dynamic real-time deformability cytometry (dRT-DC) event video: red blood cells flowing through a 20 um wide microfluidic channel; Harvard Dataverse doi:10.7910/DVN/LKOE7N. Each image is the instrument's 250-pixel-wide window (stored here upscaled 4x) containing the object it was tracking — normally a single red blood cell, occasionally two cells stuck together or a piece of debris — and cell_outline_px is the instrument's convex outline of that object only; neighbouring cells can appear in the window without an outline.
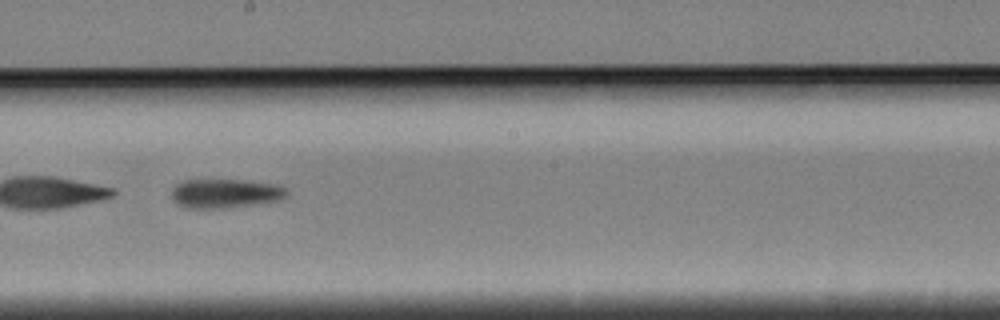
{"species": "Egyptian fruit bat (a non-hibernating species)", "species_latin": "Rousettus aegyptiacus", "temperature_condition": "cold", "stored_images_in_passage": 56, "segment_of_instrument_passage": [2, 2], "camera_frame_rate_fps": 3000, "um_per_image_px": 0.085, "animal": {"sex": "female"}, "frame": {"image": 1, "passage_image": 32, "time_ms": 10.333, "image_size_px": [1000, 320], "cell_outline_px": [[288, 192], [280, 200], [224, 208], [188, 208], [176, 204], [172, 196], [172, 188], [176, 184], [184, 180], [240, 180], [268, 184], [288, 188]], "centroid_in_image_um": [19.08, 16.44], "position_along_channel_um": 229.1, "area_um2": 19.19}}
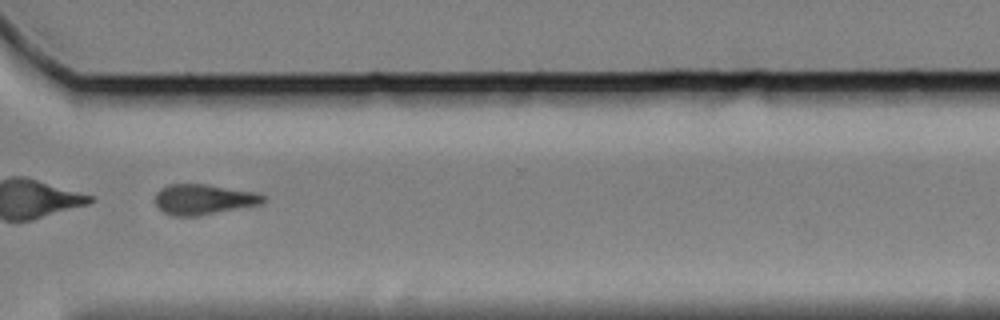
{"frame": {"image": 2, "passage_image": 43, "time_ms": 14.0, "image_size_px": [1000, 320], "cell_outline_px": [[268, 200], [264, 204], [196, 216], [172, 216], [164, 212], [156, 204], [156, 192], [160, 188], [168, 184], [204, 184], [256, 192], [264, 196]], "centroid_in_image_um": [17.34, 16.95], "position_along_channel_um": 353.3, "area_um2": 19.19}}